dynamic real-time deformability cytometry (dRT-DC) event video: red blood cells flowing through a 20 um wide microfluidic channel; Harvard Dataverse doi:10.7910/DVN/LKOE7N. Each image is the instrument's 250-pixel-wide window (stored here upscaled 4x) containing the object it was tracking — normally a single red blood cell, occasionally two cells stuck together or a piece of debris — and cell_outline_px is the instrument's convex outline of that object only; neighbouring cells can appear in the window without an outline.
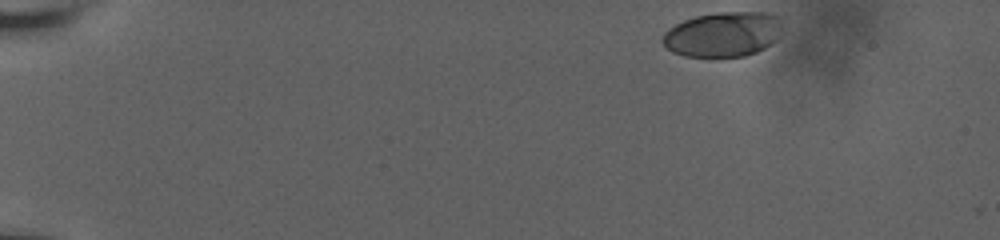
{"species": "human", "species_latin": "Homo sapiens", "temperature_condition": "room temperature", "stored_images_in_passage": 45, "camera_frame_rate_fps": 3000, "um_per_image_px": 0.085, "donor": {"sex": "male"}, "frame": {"image": 1, "passage_image": 1, "time_ms": 0.0, "image_size_px": [1000, 240], "cell_outline_px": [[784, 24], [780, 36], [772, 44], [756, 52], [744, 56], [684, 56], [672, 52], [660, 40], [664, 32], [668, 28], [684, 20], [696, 16], [716, 12], [772, 12], [784, 16]], "centroid_in_image_um": [61.54, 2.88], "position_along_channel_um": 23.5, "area_um2": 32.02}}
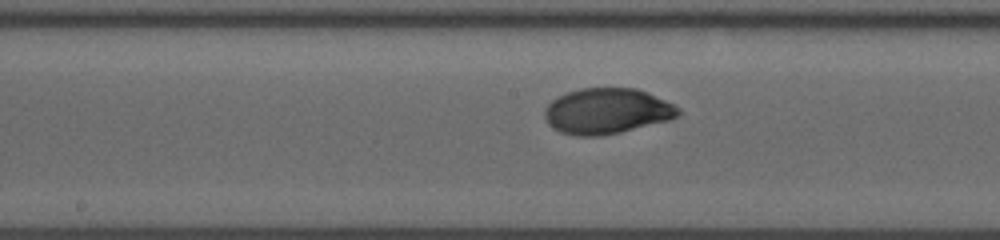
{"frame": {"image": 2, "passage_image": 26, "time_ms": 8.333, "image_size_px": [1000, 240], "cell_outline_px": [[680, 112], [676, 116], [668, 120], [620, 132], [600, 136], [576, 136], [560, 132], [552, 128], [548, 124], [544, 116], [544, 108], [556, 96], [580, 88], [636, 88], [648, 92], [680, 108]], "centroid_in_image_um": [51.53, 9.44], "position_along_channel_um": 196.7, "area_um2": 35.55}}
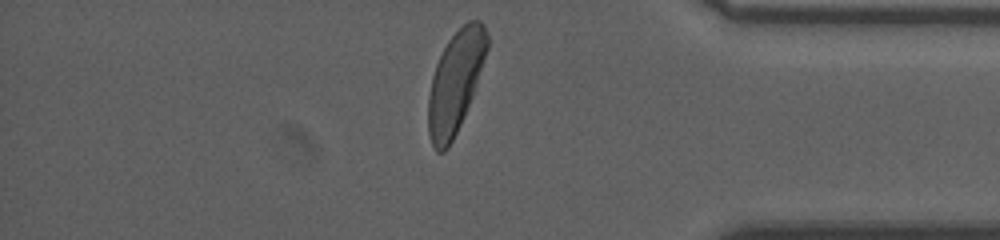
{"frame": {"image": 3, "passage_image": 44, "time_ms": 14.333, "image_size_px": [1000, 240], "cell_outline_px": [[488, 48], [472, 96], [464, 116], [448, 148], [444, 152], [436, 152], [432, 144], [428, 132], [428, 96], [432, 76], [436, 64], [448, 40], [468, 20], [480, 20], [484, 24], [488, 36]], "centroid_in_image_um": [38.7, 6.97], "position_along_channel_um": 396.5, "area_um2": 34.51}, "authors_computed_cell_mechanics": {"area_um2": 34.7956, "velocity_mm_per_s": 3.6335, "shape_relaxation_time_tau1_ms": 3.1031, "shape_relaxation_time_tau2_ms": null, "deformation_change_tau1": 0.1767, "deformation_change_tau2": null}}